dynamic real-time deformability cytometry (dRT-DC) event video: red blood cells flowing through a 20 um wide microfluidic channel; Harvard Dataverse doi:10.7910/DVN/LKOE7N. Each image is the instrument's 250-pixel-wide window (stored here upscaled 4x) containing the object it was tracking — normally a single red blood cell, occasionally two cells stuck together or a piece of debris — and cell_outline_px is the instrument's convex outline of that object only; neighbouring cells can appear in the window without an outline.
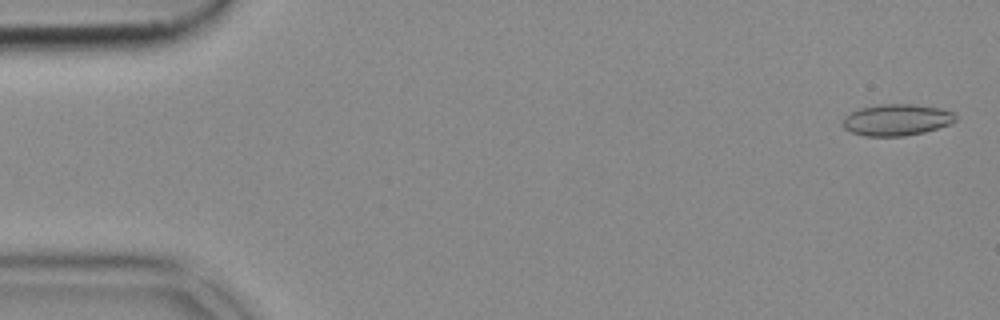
{"species": "common noctule bat (a hibernating species)", "species_latin": "Nyctalus noctula", "temperature_condition": "cold", "stored_images_in_passage": 53, "camera_frame_rate_fps": 3000, "um_per_image_px": 0.085, "animal": {"sex": "female", "body_mass_g": 18.4}, "frame": {"image": 1, "passage_image": 2, "time_ms": 0.333, "image_size_px": [1000, 320], "cell_outline_px": [[956, 120], [948, 124], [924, 132], [904, 136], [864, 136], [852, 132], [844, 128], [840, 124], [844, 116], [860, 108], [880, 104], [912, 104], [940, 108], [956, 112]], "centroid_in_image_um": [76.19, 10.18], "position_along_channel_um": 8.8, "area_um2": 20.75}}
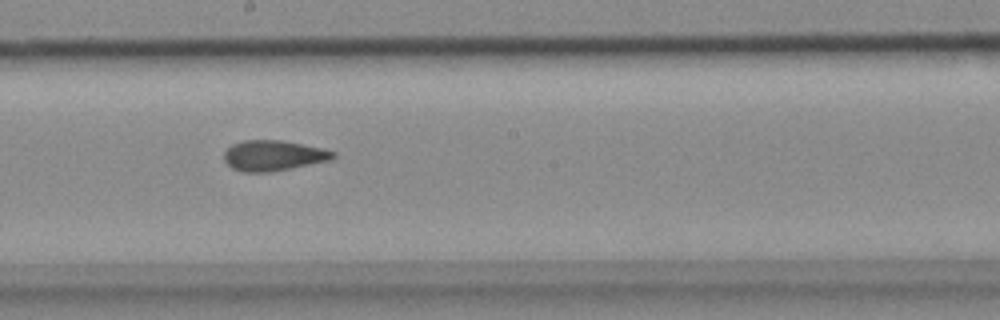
{"frame": {"image": 2, "passage_image": 29, "time_ms": 9.333, "image_size_px": [1000, 320], "cell_outline_px": [[336, 156], [332, 160], [268, 172], [244, 172], [232, 168], [224, 160], [224, 152], [232, 144], [244, 140], [280, 140], [324, 148], [336, 152]], "centroid_in_image_um": [23.25, 13.21], "position_along_channel_um": 224.9, "area_um2": 19.31}}
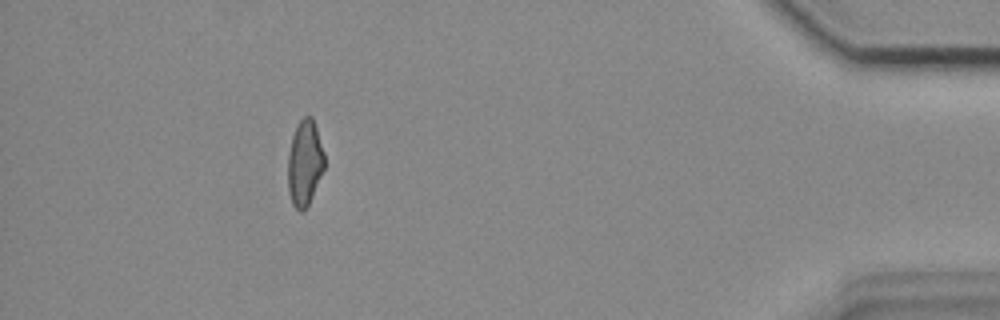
{"frame": {"image": 3, "passage_image": 48, "time_ms": 15.667, "image_size_px": [1000, 320], "cell_outline_px": [[324, 168], [312, 196], [304, 212], [300, 212], [292, 204], [288, 192], [288, 152], [292, 136], [300, 120], [304, 116], [312, 116], [324, 152]], "centroid_in_image_um": [25.88, 13.87], "position_along_channel_um": 409.3, "area_um2": 18.15}}